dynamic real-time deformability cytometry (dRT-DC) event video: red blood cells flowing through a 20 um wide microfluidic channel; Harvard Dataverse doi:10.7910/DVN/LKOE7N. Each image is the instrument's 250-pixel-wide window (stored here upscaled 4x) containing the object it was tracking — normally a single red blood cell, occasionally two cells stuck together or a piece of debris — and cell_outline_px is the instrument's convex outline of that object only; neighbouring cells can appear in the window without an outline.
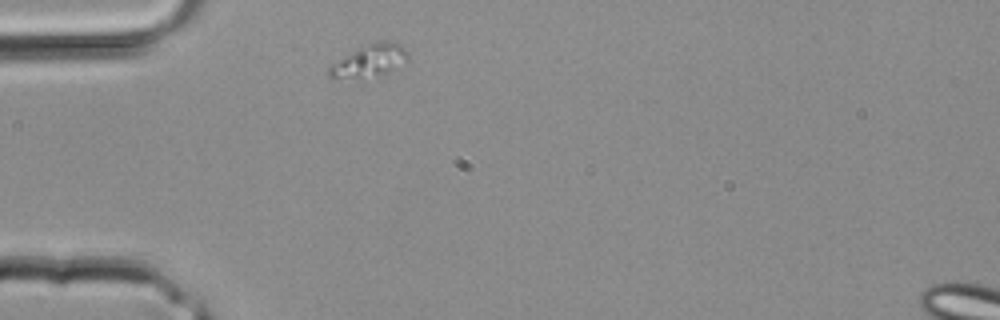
{"species": "common noctule bat (a hibernating species)", "species_latin": "Nyctalus noctula", "temperature_condition": "room temperature", "stored_images_in_passage": 1, "camera_frame_rate_fps": 3000, "um_per_image_px": 0.085, "animal": {"sex": "male", "body_mass_g": 20.4}, "frame": {"image": 1, "passage_image": 1, "time_ms": 0.0, "image_size_px": [1000, 320], "cell_outline_px": [[408, 60], [388, 72], [360, 76], [328, 76], [328, 68], [332, 64], [344, 56], [376, 40], [388, 40], [400, 44], [408, 52]], "centroid_in_image_um": [31.48, 5.08], "position_along_channel_um": 53.5, "area_um2": 13.99}}